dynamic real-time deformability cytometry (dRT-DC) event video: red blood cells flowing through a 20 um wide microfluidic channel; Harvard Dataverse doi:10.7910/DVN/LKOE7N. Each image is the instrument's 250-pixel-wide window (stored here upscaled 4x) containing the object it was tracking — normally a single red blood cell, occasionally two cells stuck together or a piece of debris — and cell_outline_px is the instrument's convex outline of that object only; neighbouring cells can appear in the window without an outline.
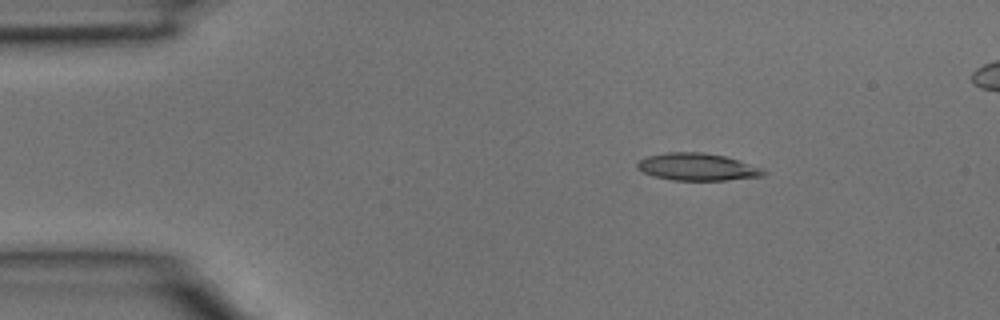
{"species": "common noctule bat (a hibernating species)", "species_latin": "Nyctalus noctula", "temperature_condition": "room temperature", "stored_images_in_passage": 4, "segment_of_instrument_passage": [1, 2], "camera_frame_rate_fps": 3000, "um_per_image_px": 0.085, "animal": {"sex": "male", "body_mass_g": 15.6}, "frame": {"image": 1, "passage_image": 2, "time_ms": 0.333, "image_size_px": [1000, 320], "cell_outline_px": [[768, 172], [764, 176], [728, 180], [672, 180], [652, 176], [636, 168], [636, 164], [640, 160], [648, 156], [668, 152], [700, 152], [724, 156], [760, 168]], "centroid_in_image_um": [59.24, 14.2], "position_along_channel_um": 25.8, "area_um2": 19.88}}